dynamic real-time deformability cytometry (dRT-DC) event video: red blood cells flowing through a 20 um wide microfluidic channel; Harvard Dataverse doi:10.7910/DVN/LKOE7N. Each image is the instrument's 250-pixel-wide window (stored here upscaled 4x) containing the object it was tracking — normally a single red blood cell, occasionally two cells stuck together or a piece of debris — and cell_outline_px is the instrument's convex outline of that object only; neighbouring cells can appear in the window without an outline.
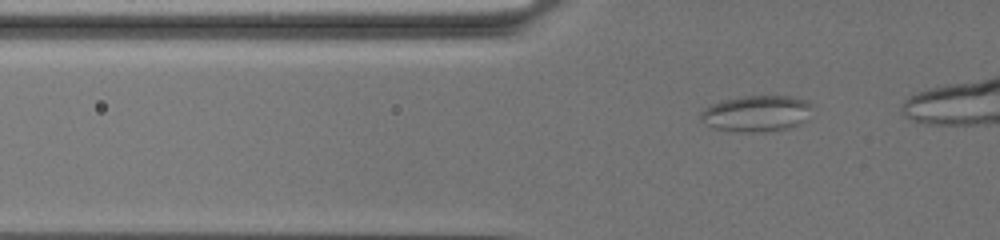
{"species": "common noctule bat (a hibernating species)", "species_latin": "Nyctalus noctula", "temperature_condition": "warm", "stored_images_in_passage": 46, "camera_frame_rate_fps": 3000, "um_per_image_px": 0.085, "animal": {"sex": "female", "body_mass_g": 19.5, "forearm_length_mm": 54.1}, "frame": {"image": 1, "passage_image": 7, "time_ms": 2.0, "image_size_px": [1000, 240], "cell_outline_px": [[812, 108], [804, 120], [800, 124], [788, 128], [764, 132], [744, 132], [708, 128], [700, 120], [700, 112], [704, 108], [720, 100], [740, 96], [788, 96], [808, 100], [812, 104]], "centroid_in_image_um": [64.25, 9.65], "position_along_channel_um": 61.6, "area_um2": 23.87}}
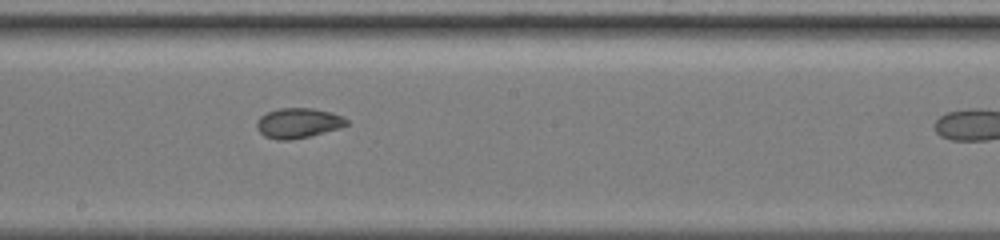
{"frame": {"image": 2, "passage_image": 25, "time_ms": 8.0, "image_size_px": [1000, 240], "cell_outline_px": [[348, 124], [336, 128], [308, 136], [292, 140], [276, 140], [264, 136], [256, 128], [256, 120], [260, 116], [268, 112], [280, 108], [312, 108], [332, 112], [344, 116], [348, 120]], "centroid_in_image_um": [25.31, 10.45], "position_along_channel_um": 222.9, "area_um2": 15.66}}
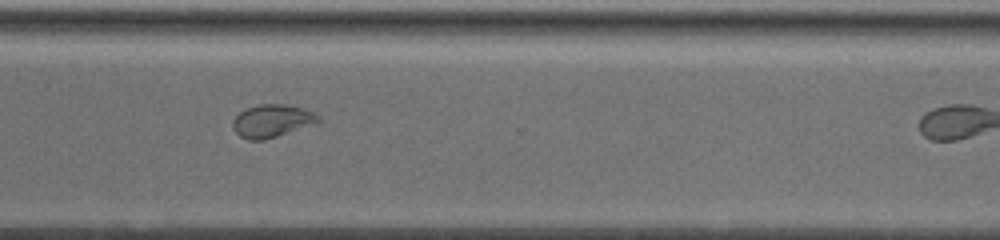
{"frame": {"image": 3, "passage_image": 38, "time_ms": 12.333, "image_size_px": [1000, 240], "cell_outline_px": [[320, 120], [316, 124], [264, 140], [248, 140], [240, 136], [232, 128], [232, 120], [240, 112], [248, 108], [260, 104], [284, 104], [316, 112], [320, 116]], "centroid_in_image_um": [23.13, 10.28], "position_along_channel_um": 347.5, "area_um2": 16.36}}